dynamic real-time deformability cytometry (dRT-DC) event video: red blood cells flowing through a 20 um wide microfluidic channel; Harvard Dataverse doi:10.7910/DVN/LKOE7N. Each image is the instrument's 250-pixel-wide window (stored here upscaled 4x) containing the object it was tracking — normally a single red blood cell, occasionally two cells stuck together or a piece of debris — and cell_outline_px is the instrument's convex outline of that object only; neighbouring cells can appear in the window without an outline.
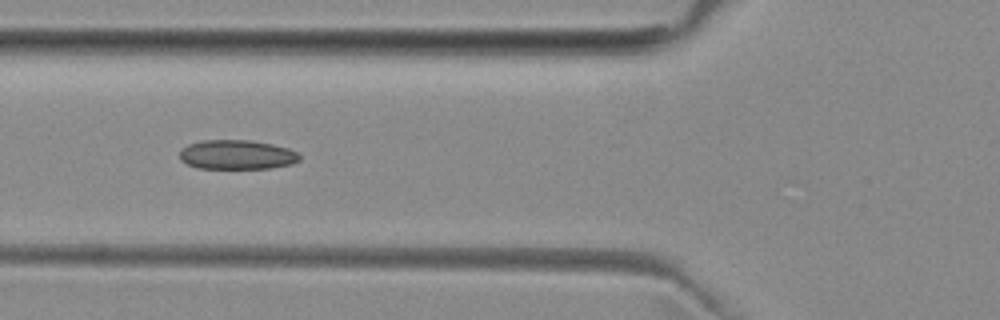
{"species": "common noctule bat (a hibernating species)", "species_latin": "Nyctalus noctula", "temperature_condition": "room temperature", "stored_images_in_passage": 7, "camera_frame_rate_fps": 3000, "um_per_image_px": 0.085, "animal": {"sex": "female", "body_mass_g": 29.2, "forearm_length_mm": 56.3}, "frame": {"image": 1, "passage_image": 6, "time_ms": 6.0, "image_size_px": [1000, 320], "cell_outline_px": [[300, 160], [292, 164], [268, 168], [196, 168], [180, 160], [180, 152], [188, 144], [204, 140], [252, 140], [272, 144], [288, 148], [296, 152], [300, 156]], "centroid_in_image_um": [20.14, 13.14], "position_along_channel_um": 105.7, "area_um2": 20.46}}
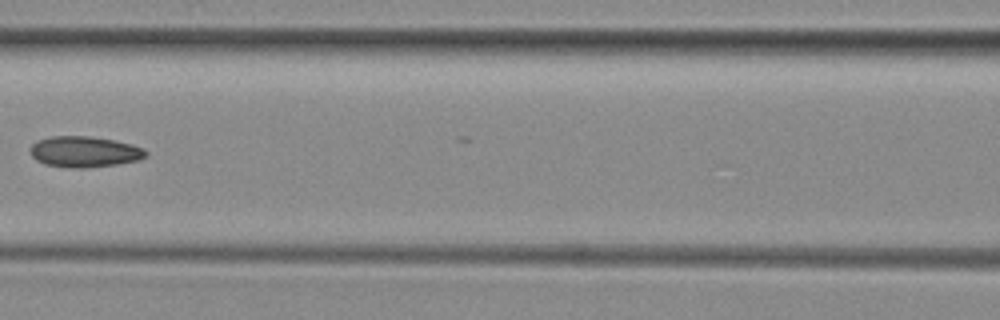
{"frame": {"image": 2, "passage_image": 7, "time_ms": 7.333, "image_size_px": [1000, 320], "cell_outline_px": [[148, 156], [140, 160], [116, 164], [88, 168], [72, 168], [44, 164], [36, 160], [32, 156], [32, 144], [36, 140], [52, 136], [88, 136], [112, 140], [132, 144], [144, 148], [148, 152]], "centroid_in_image_um": [7.21, 12.9], "position_along_channel_um": 159.4, "area_um2": 20.87}}